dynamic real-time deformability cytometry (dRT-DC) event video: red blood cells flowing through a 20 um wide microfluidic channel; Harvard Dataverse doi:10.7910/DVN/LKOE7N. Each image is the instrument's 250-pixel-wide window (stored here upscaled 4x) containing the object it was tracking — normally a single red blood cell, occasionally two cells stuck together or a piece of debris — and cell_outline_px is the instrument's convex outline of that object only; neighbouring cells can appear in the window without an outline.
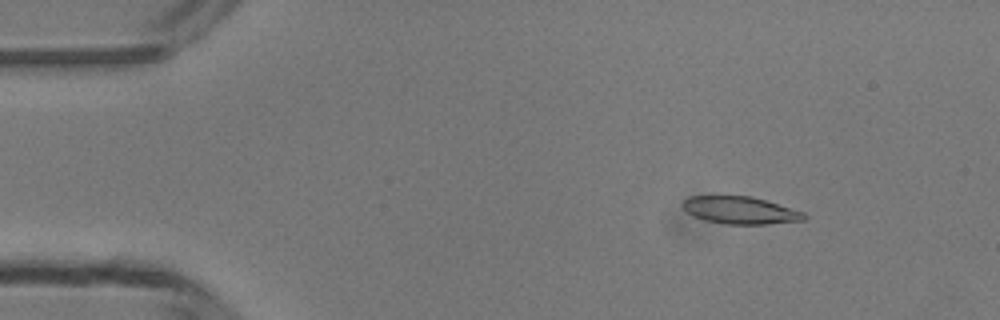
{"species": "common noctule bat (a hibernating species)", "species_latin": "Nyctalus noctula", "temperature_condition": "room temperature", "stored_images_in_passage": 49, "camera_frame_rate_fps": 3000, "um_per_image_px": 0.085, "animal": {"sex": "male", "body_mass_g": 13.3}, "frame": {"image": 1, "passage_image": 7, "time_ms": 2.0, "image_size_px": [1000, 320], "cell_outline_px": [[808, 216], [804, 220], [768, 224], [724, 224], [704, 220], [692, 216], [684, 212], [680, 208], [680, 204], [688, 196], [752, 196], [804, 212]], "centroid_in_image_um": [62.85, 17.87], "position_along_channel_um": 22.2, "area_um2": 19.65}}
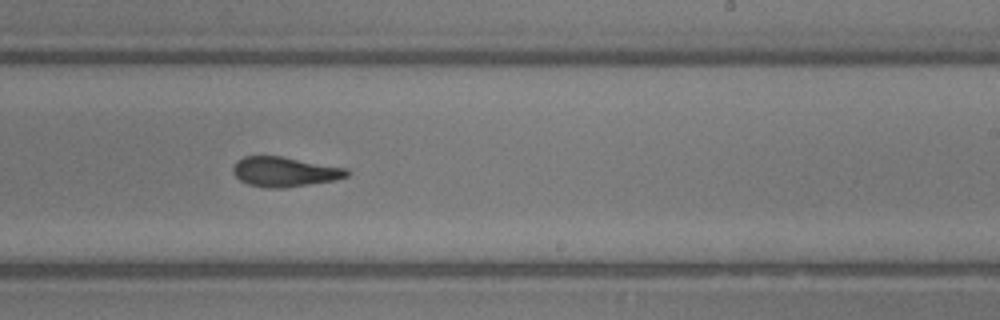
{"frame": {"image": 2, "passage_image": 30, "time_ms": 9.667, "image_size_px": [1000, 320], "cell_outline_px": [[348, 176], [336, 180], [284, 188], [272, 188], [248, 184], [240, 180], [232, 172], [232, 168], [236, 160], [244, 156], [280, 156], [348, 168]], "centroid_in_image_um": [24.19, 14.59], "position_along_channel_um": 264.8, "area_um2": 19.77}}
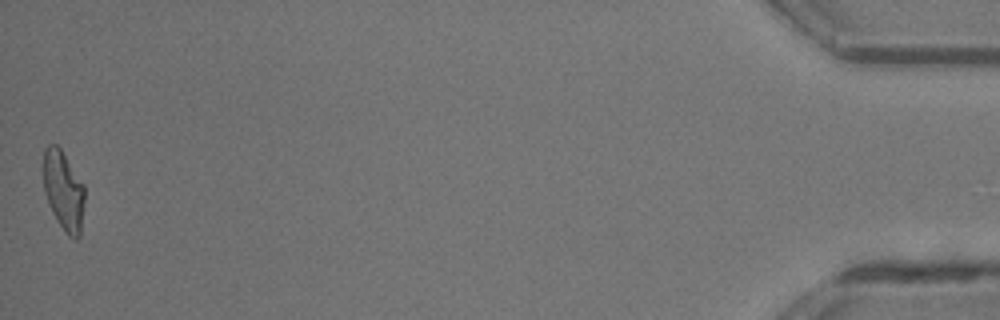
{"frame": {"image": 3, "passage_image": 49, "time_ms": 16.0, "image_size_px": [1000, 320], "cell_outline_px": [[84, 200], [80, 236], [76, 240], [68, 236], [64, 232], [56, 220], [48, 204], [44, 192], [44, 148], [48, 144], [56, 144], [60, 148], [84, 184]], "centroid_in_image_um": [5.4, 16.23], "position_along_channel_um": 429.8, "area_um2": 19.19}, "authors_computed_cell_mechanics": {"area_um2": 19.652, "velocity_mm_per_s": 4.2205, "shape_relaxation_time_tau1_ms": 8.8878, "shape_relaxation_time_tau2_ms": 3.4241, "deformation_change_tau1": 0.2775, "deformation_change_tau2": 0.1194}}